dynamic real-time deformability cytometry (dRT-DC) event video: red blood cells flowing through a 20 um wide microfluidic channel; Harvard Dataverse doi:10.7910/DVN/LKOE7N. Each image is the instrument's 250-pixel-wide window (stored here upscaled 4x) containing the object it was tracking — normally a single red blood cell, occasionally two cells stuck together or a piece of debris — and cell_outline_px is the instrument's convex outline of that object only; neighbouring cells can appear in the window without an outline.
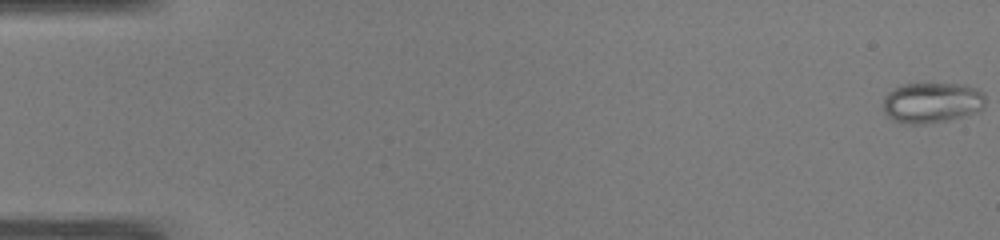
{"species": "common noctule bat (a hibernating species)", "species_latin": "Nyctalus noctula", "temperature_condition": "warm", "stored_images_in_passage": 50, "camera_frame_rate_fps": 3000, "um_per_image_px": 0.085, "animal": {"sex": "male", "body_mass_g": 19.0, "forearm_length_mm": 50.8}, "frame": {"image": 1, "passage_image": 1, "time_ms": 0.0, "image_size_px": [1000, 240], "cell_outline_px": [[984, 104], [980, 108], [972, 112], [948, 120], [924, 124], [904, 124], [888, 116], [884, 112], [884, 96], [888, 92], [900, 84], [964, 84], [976, 88], [984, 92]], "centroid_in_image_um": [79.17, 8.71], "position_along_channel_um": 5.8, "area_um2": 23.93}}
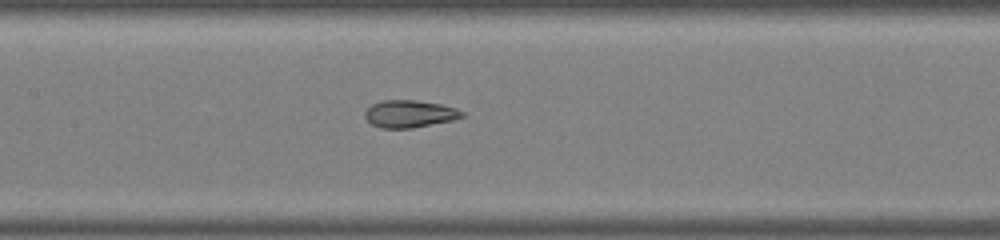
{"frame": {"image": 2, "passage_image": 25, "time_ms": 8.0, "image_size_px": [1000, 240], "cell_outline_px": [[464, 116], [452, 120], [412, 128], [380, 128], [372, 124], [364, 116], [364, 112], [372, 104], [384, 100], [416, 100], [440, 104], [456, 108], [464, 112]], "centroid_in_image_um": [34.8, 9.67], "position_along_channel_um": 172.6, "area_um2": 15.37}}
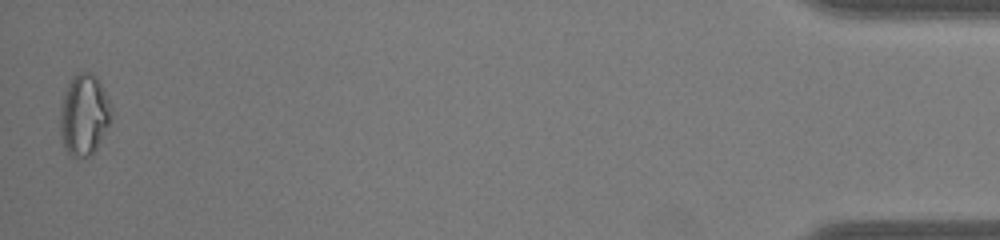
{"frame": {"image": 3, "passage_image": 50, "time_ms": 16.333, "image_size_px": [1000, 240], "cell_outline_px": [[112, 120], [92, 156], [68, 156], [64, 148], [60, 136], [60, 108], [64, 92], [72, 76], [80, 72], [92, 72], [96, 76], [108, 100], [112, 116]], "centroid_in_image_um": [7.12, 9.78], "position_along_channel_um": 428.1, "area_um2": 24.33}, "authors_computed_cell_mechanics": {"area_um2": 18.4671, "velocity_mm_per_s": 4.1117, "shape_relaxation_time_tau1_ms": null, "shape_relaxation_time_tau2_ms": 0.9604, "deformation_change_tau1": null, "deformation_change_tau2": 0.0742}}